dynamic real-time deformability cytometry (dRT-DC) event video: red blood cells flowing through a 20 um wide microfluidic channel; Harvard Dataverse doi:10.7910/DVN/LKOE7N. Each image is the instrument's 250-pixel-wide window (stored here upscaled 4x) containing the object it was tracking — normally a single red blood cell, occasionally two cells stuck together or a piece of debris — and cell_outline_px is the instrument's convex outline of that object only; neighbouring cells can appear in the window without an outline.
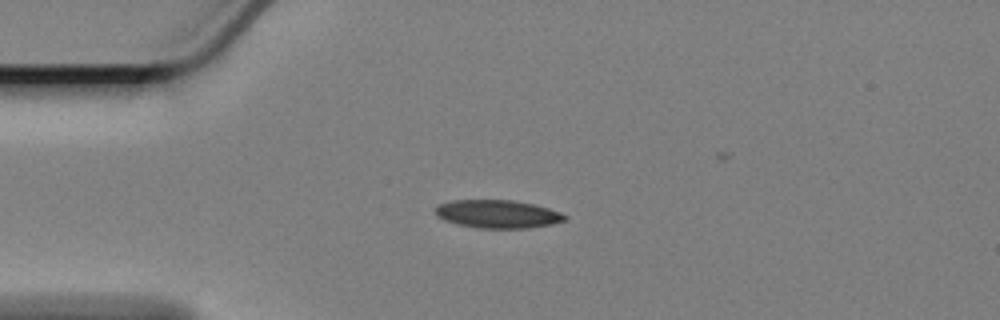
{"species": "Egyptian fruit bat (a non-hibernating species)", "species_latin": "Rousettus aegyptiacus", "temperature_condition": "cold", "stored_images_in_passage": 40, "camera_frame_rate_fps": 3000, "um_per_image_px": 0.085, "animal": {"sex": "female"}, "frame": {"image": 1, "passage_image": 1, "time_ms": 0.0, "image_size_px": [1000, 320], "cell_outline_px": [[568, 216], [564, 220], [552, 224], [528, 228], [480, 228], [456, 224], [444, 220], [436, 216], [436, 208], [440, 204], [452, 200], [512, 200], [532, 204], [548, 208], [560, 212]], "centroid_in_image_um": [42.29, 18.19], "position_along_channel_um": 42.7, "area_um2": 21.1}}
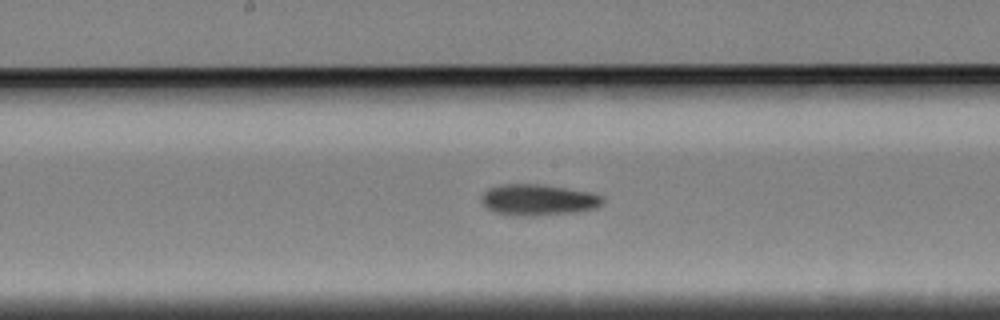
{"frame": {"image": 2, "passage_image": 17, "time_ms": 5.333, "image_size_px": [1000, 320], "cell_outline_px": [[604, 204], [596, 208], [580, 212], [536, 216], [528, 216], [492, 212], [480, 200], [480, 196], [484, 192], [492, 188], [504, 184], [540, 184], [592, 192], [604, 196]], "centroid_in_image_um": [45.82, 16.99], "position_along_channel_um": 202.4, "area_um2": 22.2}}
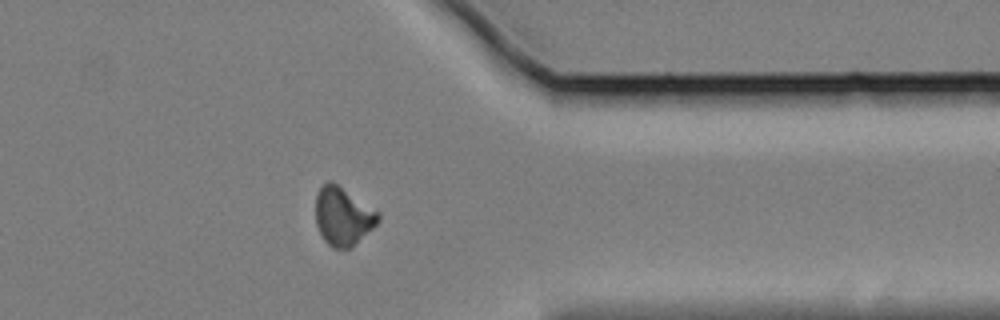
{"frame": {"image": 3, "passage_image": 34, "time_ms": 11.0, "image_size_px": [1000, 320], "cell_outline_px": [[380, 220], [352, 248], [332, 248], [324, 240], [316, 224], [316, 196], [320, 188], [328, 180], [332, 180], [380, 212]], "centroid_in_image_um": [29.16, 18.37], "position_along_channel_um": 382.2, "area_um2": 21.33}, "authors_computed_cell_mechanics": {"area_um2": 21.3282, "velocity_mm_per_s": 3.3542, "shape_relaxation_time_tau1_ms": 7.4372, "shape_relaxation_time_tau2_ms": null, "deformation_change_tau1": 0.1287, "deformation_change_tau2": null}}